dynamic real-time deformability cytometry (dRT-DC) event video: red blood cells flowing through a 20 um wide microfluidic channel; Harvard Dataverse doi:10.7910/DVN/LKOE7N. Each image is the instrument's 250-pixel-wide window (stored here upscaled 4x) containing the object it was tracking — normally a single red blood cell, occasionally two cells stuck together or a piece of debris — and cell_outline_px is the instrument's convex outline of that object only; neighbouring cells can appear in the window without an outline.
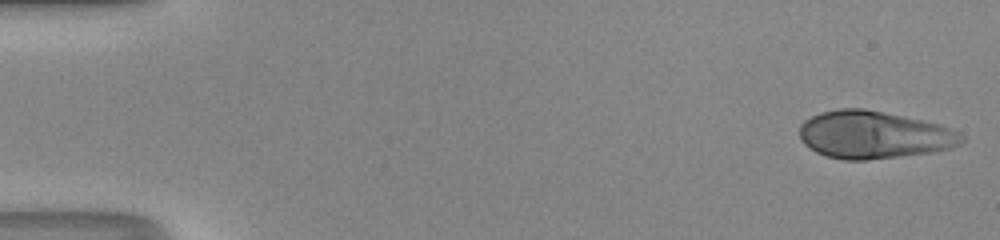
{"species": "human", "species_latin": "Homo sapiens", "temperature_condition": "room temperature", "stored_images_in_passage": 49, "camera_frame_rate_fps": 3000, "um_per_image_px": 0.085, "donor": {"sex": "male"}, "frame": {"image": 1, "passage_image": 1, "time_ms": 0.0, "image_size_px": [1000, 240], "cell_outline_px": [[964, 140], [960, 144], [948, 148], [932, 152], [864, 160], [844, 160], [828, 156], [816, 152], [804, 144], [800, 136], [800, 124], [804, 120], [820, 112], [840, 108], [864, 108], [884, 112], [940, 124], [960, 132], [964, 136]], "centroid_in_image_um": [74.26, 11.45], "position_along_channel_um": 10.7, "area_um2": 44.8}}
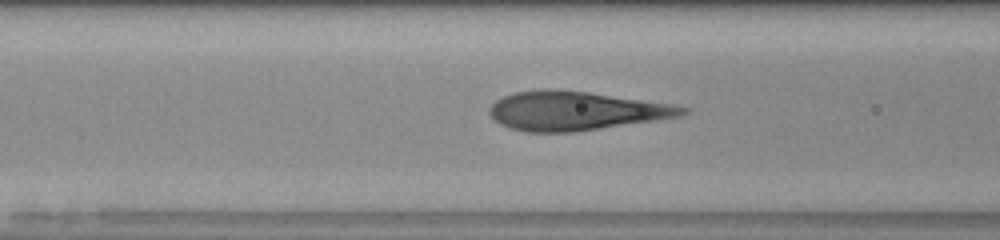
{"frame": {"image": 2, "passage_image": 20, "time_ms": 6.333, "image_size_px": [1000, 240], "cell_outline_px": [[688, 112], [680, 116], [656, 120], [576, 132], [524, 132], [508, 128], [500, 124], [488, 112], [488, 108], [496, 100], [504, 96], [516, 92], [540, 88], [548, 88], [588, 92], [672, 104], [688, 108]], "centroid_in_image_um": [48.88, 9.42], "position_along_channel_um": 117.7, "area_um2": 43.75}}
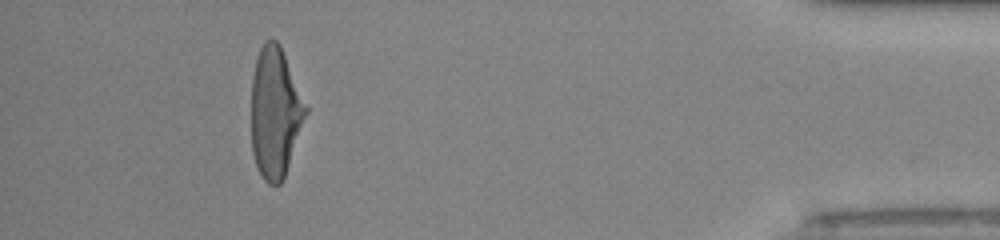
{"frame": {"image": 3, "passage_image": 45, "time_ms": 14.667, "image_size_px": [1000, 240], "cell_outline_px": [[308, 112], [284, 176], [280, 184], [268, 184], [264, 180], [256, 164], [252, 152], [252, 76], [256, 56], [264, 40], [276, 40], [280, 44], [308, 108]], "centroid_in_image_um": [23.38, 9.53], "position_along_channel_um": 411.8, "area_um2": 41.15}, "authors_computed_cell_mechanics": {"area_um2": 43.639, "velocity_mm_per_s": 4.2224, "shape_relaxation_time_tau1_ms": 4.1439, "shape_relaxation_time_tau2_ms": null, "deformation_change_tau1": 0.2251, "deformation_change_tau2": null}}